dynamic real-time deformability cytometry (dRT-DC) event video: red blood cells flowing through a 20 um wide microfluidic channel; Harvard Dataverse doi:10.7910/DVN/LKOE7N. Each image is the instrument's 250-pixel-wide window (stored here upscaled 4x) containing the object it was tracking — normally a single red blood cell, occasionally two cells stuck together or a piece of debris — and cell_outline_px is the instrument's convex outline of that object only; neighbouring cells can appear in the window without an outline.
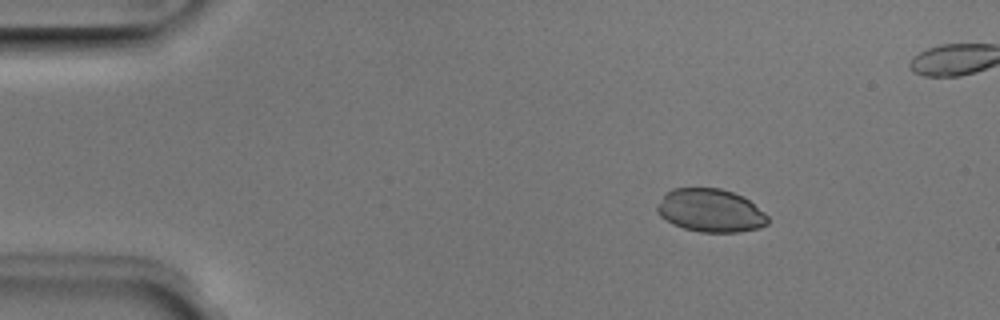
{"species": "Egyptian fruit bat (a non-hibernating species)", "species_latin": "Rousettus aegyptiacus", "temperature_condition": "room temperature", "stored_images_in_passage": 4, "camera_frame_rate_fps": 3000, "um_per_image_px": 0.085, "animal": {"sex": "male"}, "frame": {"image": 1, "passage_image": 1, "time_ms": 0.0, "image_size_px": [1000, 320], "cell_outline_px": [[768, 224], [760, 228], [740, 232], [700, 232], [684, 228], [672, 224], [660, 216], [656, 212], [656, 204], [672, 188], [720, 188], [732, 192], [748, 200], [764, 212], [768, 216]], "centroid_in_image_um": [60.38, 17.91], "position_along_channel_um": 24.6, "area_um2": 27.8}}